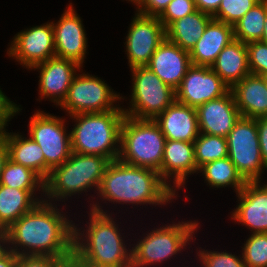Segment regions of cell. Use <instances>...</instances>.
<instances>
[{"label":"cell","instance_id":"cell-22","mask_svg":"<svg viewBox=\"0 0 267 267\" xmlns=\"http://www.w3.org/2000/svg\"><path fill=\"white\" fill-rule=\"evenodd\" d=\"M233 40V25L212 19L189 52L192 65L211 67L218 54Z\"/></svg>","mask_w":267,"mask_h":267},{"label":"cell","instance_id":"cell-43","mask_svg":"<svg viewBox=\"0 0 267 267\" xmlns=\"http://www.w3.org/2000/svg\"><path fill=\"white\" fill-rule=\"evenodd\" d=\"M18 256L8 250L4 255L0 257V267H16Z\"/></svg>","mask_w":267,"mask_h":267},{"label":"cell","instance_id":"cell-11","mask_svg":"<svg viewBox=\"0 0 267 267\" xmlns=\"http://www.w3.org/2000/svg\"><path fill=\"white\" fill-rule=\"evenodd\" d=\"M111 89L104 80L95 75L77 74L59 106L64 108L69 116L123 109L119 105L114 106L115 101L123 99V96Z\"/></svg>","mask_w":267,"mask_h":267},{"label":"cell","instance_id":"cell-21","mask_svg":"<svg viewBox=\"0 0 267 267\" xmlns=\"http://www.w3.org/2000/svg\"><path fill=\"white\" fill-rule=\"evenodd\" d=\"M154 121L160 126L167 140L194 142L199 136L196 108L176 100Z\"/></svg>","mask_w":267,"mask_h":267},{"label":"cell","instance_id":"cell-33","mask_svg":"<svg viewBox=\"0 0 267 267\" xmlns=\"http://www.w3.org/2000/svg\"><path fill=\"white\" fill-rule=\"evenodd\" d=\"M260 0H222L213 19L235 25Z\"/></svg>","mask_w":267,"mask_h":267},{"label":"cell","instance_id":"cell-37","mask_svg":"<svg viewBox=\"0 0 267 267\" xmlns=\"http://www.w3.org/2000/svg\"><path fill=\"white\" fill-rule=\"evenodd\" d=\"M21 110L22 109L14 102L12 103L0 89V131L7 132L5 129L6 126H8L7 122Z\"/></svg>","mask_w":267,"mask_h":267},{"label":"cell","instance_id":"cell-8","mask_svg":"<svg viewBox=\"0 0 267 267\" xmlns=\"http://www.w3.org/2000/svg\"><path fill=\"white\" fill-rule=\"evenodd\" d=\"M132 72L131 105L123 109L135 119H155L176 100L175 90L164 83L149 67L139 66Z\"/></svg>","mask_w":267,"mask_h":267},{"label":"cell","instance_id":"cell-4","mask_svg":"<svg viewBox=\"0 0 267 267\" xmlns=\"http://www.w3.org/2000/svg\"><path fill=\"white\" fill-rule=\"evenodd\" d=\"M124 117L123 109L70 116L76 123L70 131L72 152L117 160Z\"/></svg>","mask_w":267,"mask_h":267},{"label":"cell","instance_id":"cell-38","mask_svg":"<svg viewBox=\"0 0 267 267\" xmlns=\"http://www.w3.org/2000/svg\"><path fill=\"white\" fill-rule=\"evenodd\" d=\"M61 261L50 256H18L16 267H57Z\"/></svg>","mask_w":267,"mask_h":267},{"label":"cell","instance_id":"cell-6","mask_svg":"<svg viewBox=\"0 0 267 267\" xmlns=\"http://www.w3.org/2000/svg\"><path fill=\"white\" fill-rule=\"evenodd\" d=\"M166 138L152 119L124 117L121 127L119 160L123 163L159 172Z\"/></svg>","mask_w":267,"mask_h":267},{"label":"cell","instance_id":"cell-31","mask_svg":"<svg viewBox=\"0 0 267 267\" xmlns=\"http://www.w3.org/2000/svg\"><path fill=\"white\" fill-rule=\"evenodd\" d=\"M193 144L197 169L206 163L228 156L227 139L225 137L199 133Z\"/></svg>","mask_w":267,"mask_h":267},{"label":"cell","instance_id":"cell-34","mask_svg":"<svg viewBox=\"0 0 267 267\" xmlns=\"http://www.w3.org/2000/svg\"><path fill=\"white\" fill-rule=\"evenodd\" d=\"M197 256H199V261L201 262V266L203 267H245V263L243 261V257L240 255L235 256V254L218 251H208V250H200L197 252Z\"/></svg>","mask_w":267,"mask_h":267},{"label":"cell","instance_id":"cell-26","mask_svg":"<svg viewBox=\"0 0 267 267\" xmlns=\"http://www.w3.org/2000/svg\"><path fill=\"white\" fill-rule=\"evenodd\" d=\"M212 19L211 15L196 10L194 13L172 22L166 28V38L183 50L190 52Z\"/></svg>","mask_w":267,"mask_h":267},{"label":"cell","instance_id":"cell-12","mask_svg":"<svg viewBox=\"0 0 267 267\" xmlns=\"http://www.w3.org/2000/svg\"><path fill=\"white\" fill-rule=\"evenodd\" d=\"M126 36V54L130 69L147 66L158 46L166 39V29L158 16L135 13Z\"/></svg>","mask_w":267,"mask_h":267},{"label":"cell","instance_id":"cell-13","mask_svg":"<svg viewBox=\"0 0 267 267\" xmlns=\"http://www.w3.org/2000/svg\"><path fill=\"white\" fill-rule=\"evenodd\" d=\"M7 55L15 58L20 65L29 70L54 57L55 41L52 21L18 32L7 49Z\"/></svg>","mask_w":267,"mask_h":267},{"label":"cell","instance_id":"cell-29","mask_svg":"<svg viewBox=\"0 0 267 267\" xmlns=\"http://www.w3.org/2000/svg\"><path fill=\"white\" fill-rule=\"evenodd\" d=\"M266 15L267 0H260L233 26L234 39L245 44L261 41Z\"/></svg>","mask_w":267,"mask_h":267},{"label":"cell","instance_id":"cell-2","mask_svg":"<svg viewBox=\"0 0 267 267\" xmlns=\"http://www.w3.org/2000/svg\"><path fill=\"white\" fill-rule=\"evenodd\" d=\"M94 203L86 230L74 223L73 255L88 267H131L132 249L126 248L119 224L99 202Z\"/></svg>","mask_w":267,"mask_h":267},{"label":"cell","instance_id":"cell-15","mask_svg":"<svg viewBox=\"0 0 267 267\" xmlns=\"http://www.w3.org/2000/svg\"><path fill=\"white\" fill-rule=\"evenodd\" d=\"M55 56L70 59L83 66L87 50V37L81 18L72 3L57 23L52 22Z\"/></svg>","mask_w":267,"mask_h":267},{"label":"cell","instance_id":"cell-1","mask_svg":"<svg viewBox=\"0 0 267 267\" xmlns=\"http://www.w3.org/2000/svg\"><path fill=\"white\" fill-rule=\"evenodd\" d=\"M54 204L43 200L15 221L5 231L8 250L17 256H73L74 223Z\"/></svg>","mask_w":267,"mask_h":267},{"label":"cell","instance_id":"cell-35","mask_svg":"<svg viewBox=\"0 0 267 267\" xmlns=\"http://www.w3.org/2000/svg\"><path fill=\"white\" fill-rule=\"evenodd\" d=\"M250 74L267 75V43L252 41L246 44Z\"/></svg>","mask_w":267,"mask_h":267},{"label":"cell","instance_id":"cell-24","mask_svg":"<svg viewBox=\"0 0 267 267\" xmlns=\"http://www.w3.org/2000/svg\"><path fill=\"white\" fill-rule=\"evenodd\" d=\"M230 89L250 74L246 44L234 39L210 67Z\"/></svg>","mask_w":267,"mask_h":267},{"label":"cell","instance_id":"cell-9","mask_svg":"<svg viewBox=\"0 0 267 267\" xmlns=\"http://www.w3.org/2000/svg\"><path fill=\"white\" fill-rule=\"evenodd\" d=\"M228 157L246 181H260L267 171L260 152L256 119L240 117L226 137Z\"/></svg>","mask_w":267,"mask_h":267},{"label":"cell","instance_id":"cell-36","mask_svg":"<svg viewBox=\"0 0 267 267\" xmlns=\"http://www.w3.org/2000/svg\"><path fill=\"white\" fill-rule=\"evenodd\" d=\"M196 10L194 0H172L158 18L166 29L175 20L194 13Z\"/></svg>","mask_w":267,"mask_h":267},{"label":"cell","instance_id":"cell-47","mask_svg":"<svg viewBox=\"0 0 267 267\" xmlns=\"http://www.w3.org/2000/svg\"><path fill=\"white\" fill-rule=\"evenodd\" d=\"M126 1H130V2L134 3V5H135L138 3L139 0H126Z\"/></svg>","mask_w":267,"mask_h":267},{"label":"cell","instance_id":"cell-46","mask_svg":"<svg viewBox=\"0 0 267 267\" xmlns=\"http://www.w3.org/2000/svg\"><path fill=\"white\" fill-rule=\"evenodd\" d=\"M261 42L267 43V15H266V18H265V27H264V31H263Z\"/></svg>","mask_w":267,"mask_h":267},{"label":"cell","instance_id":"cell-28","mask_svg":"<svg viewBox=\"0 0 267 267\" xmlns=\"http://www.w3.org/2000/svg\"><path fill=\"white\" fill-rule=\"evenodd\" d=\"M206 183L214 188L233 187L236 194L245 186L246 180L237 171L236 166L227 156L204 164L198 169Z\"/></svg>","mask_w":267,"mask_h":267},{"label":"cell","instance_id":"cell-41","mask_svg":"<svg viewBox=\"0 0 267 267\" xmlns=\"http://www.w3.org/2000/svg\"><path fill=\"white\" fill-rule=\"evenodd\" d=\"M194 1L197 10L213 16L217 12L222 0H194Z\"/></svg>","mask_w":267,"mask_h":267},{"label":"cell","instance_id":"cell-17","mask_svg":"<svg viewBox=\"0 0 267 267\" xmlns=\"http://www.w3.org/2000/svg\"><path fill=\"white\" fill-rule=\"evenodd\" d=\"M261 181H247L236 194L238 203L231 218L248 226L252 233H267V184Z\"/></svg>","mask_w":267,"mask_h":267},{"label":"cell","instance_id":"cell-30","mask_svg":"<svg viewBox=\"0 0 267 267\" xmlns=\"http://www.w3.org/2000/svg\"><path fill=\"white\" fill-rule=\"evenodd\" d=\"M0 184L20 190H39L44 195V180L32 169L10 159L1 172Z\"/></svg>","mask_w":267,"mask_h":267},{"label":"cell","instance_id":"cell-18","mask_svg":"<svg viewBox=\"0 0 267 267\" xmlns=\"http://www.w3.org/2000/svg\"><path fill=\"white\" fill-rule=\"evenodd\" d=\"M199 133L227 137L241 114L232 91L196 108Z\"/></svg>","mask_w":267,"mask_h":267},{"label":"cell","instance_id":"cell-48","mask_svg":"<svg viewBox=\"0 0 267 267\" xmlns=\"http://www.w3.org/2000/svg\"><path fill=\"white\" fill-rule=\"evenodd\" d=\"M263 77H264V80H265L266 85H267V75H264Z\"/></svg>","mask_w":267,"mask_h":267},{"label":"cell","instance_id":"cell-27","mask_svg":"<svg viewBox=\"0 0 267 267\" xmlns=\"http://www.w3.org/2000/svg\"><path fill=\"white\" fill-rule=\"evenodd\" d=\"M9 159L32 169L45 181V157L40 146L31 138L6 132Z\"/></svg>","mask_w":267,"mask_h":267},{"label":"cell","instance_id":"cell-32","mask_svg":"<svg viewBox=\"0 0 267 267\" xmlns=\"http://www.w3.org/2000/svg\"><path fill=\"white\" fill-rule=\"evenodd\" d=\"M241 248L245 267H267V233H252Z\"/></svg>","mask_w":267,"mask_h":267},{"label":"cell","instance_id":"cell-23","mask_svg":"<svg viewBox=\"0 0 267 267\" xmlns=\"http://www.w3.org/2000/svg\"><path fill=\"white\" fill-rule=\"evenodd\" d=\"M231 91L242 117H267V85L263 76L249 74L236 83Z\"/></svg>","mask_w":267,"mask_h":267},{"label":"cell","instance_id":"cell-44","mask_svg":"<svg viewBox=\"0 0 267 267\" xmlns=\"http://www.w3.org/2000/svg\"><path fill=\"white\" fill-rule=\"evenodd\" d=\"M57 267H88L85 263L81 262L74 255L62 260Z\"/></svg>","mask_w":267,"mask_h":267},{"label":"cell","instance_id":"cell-42","mask_svg":"<svg viewBox=\"0 0 267 267\" xmlns=\"http://www.w3.org/2000/svg\"><path fill=\"white\" fill-rule=\"evenodd\" d=\"M9 159L8 145L6 141V132L0 131V176L5 163Z\"/></svg>","mask_w":267,"mask_h":267},{"label":"cell","instance_id":"cell-25","mask_svg":"<svg viewBox=\"0 0 267 267\" xmlns=\"http://www.w3.org/2000/svg\"><path fill=\"white\" fill-rule=\"evenodd\" d=\"M35 191L38 190H20L0 184V227L3 231L45 199L34 197Z\"/></svg>","mask_w":267,"mask_h":267},{"label":"cell","instance_id":"cell-7","mask_svg":"<svg viewBox=\"0 0 267 267\" xmlns=\"http://www.w3.org/2000/svg\"><path fill=\"white\" fill-rule=\"evenodd\" d=\"M199 223L194 221H185L165 226H160L146 233L142 239L133 245L131 251V267H147L162 264L184 251L186 244L193 239ZM179 252V253H178Z\"/></svg>","mask_w":267,"mask_h":267},{"label":"cell","instance_id":"cell-5","mask_svg":"<svg viewBox=\"0 0 267 267\" xmlns=\"http://www.w3.org/2000/svg\"><path fill=\"white\" fill-rule=\"evenodd\" d=\"M110 162L103 156L72 152L67 160L51 170L44 181V200L50 203L52 200L65 202L68 197L93 187L98 191Z\"/></svg>","mask_w":267,"mask_h":267},{"label":"cell","instance_id":"cell-39","mask_svg":"<svg viewBox=\"0 0 267 267\" xmlns=\"http://www.w3.org/2000/svg\"><path fill=\"white\" fill-rule=\"evenodd\" d=\"M171 1L172 0H139L136 4V12L146 16H159Z\"/></svg>","mask_w":267,"mask_h":267},{"label":"cell","instance_id":"cell-45","mask_svg":"<svg viewBox=\"0 0 267 267\" xmlns=\"http://www.w3.org/2000/svg\"><path fill=\"white\" fill-rule=\"evenodd\" d=\"M7 251H8L7 235L6 232L3 231L0 234V257L4 255Z\"/></svg>","mask_w":267,"mask_h":267},{"label":"cell","instance_id":"cell-14","mask_svg":"<svg viewBox=\"0 0 267 267\" xmlns=\"http://www.w3.org/2000/svg\"><path fill=\"white\" fill-rule=\"evenodd\" d=\"M230 90L210 67L192 65L175 90L176 101L197 108L226 95Z\"/></svg>","mask_w":267,"mask_h":267},{"label":"cell","instance_id":"cell-40","mask_svg":"<svg viewBox=\"0 0 267 267\" xmlns=\"http://www.w3.org/2000/svg\"><path fill=\"white\" fill-rule=\"evenodd\" d=\"M262 160L267 167V117L256 119Z\"/></svg>","mask_w":267,"mask_h":267},{"label":"cell","instance_id":"cell-10","mask_svg":"<svg viewBox=\"0 0 267 267\" xmlns=\"http://www.w3.org/2000/svg\"><path fill=\"white\" fill-rule=\"evenodd\" d=\"M44 111L30 117L29 136L40 146L45 157V180L51 170L67 160L71 153V133H66L65 120Z\"/></svg>","mask_w":267,"mask_h":267},{"label":"cell","instance_id":"cell-20","mask_svg":"<svg viewBox=\"0 0 267 267\" xmlns=\"http://www.w3.org/2000/svg\"><path fill=\"white\" fill-rule=\"evenodd\" d=\"M191 66L189 52L167 38L158 46L147 65L164 83L174 90L180 86Z\"/></svg>","mask_w":267,"mask_h":267},{"label":"cell","instance_id":"cell-16","mask_svg":"<svg viewBox=\"0 0 267 267\" xmlns=\"http://www.w3.org/2000/svg\"><path fill=\"white\" fill-rule=\"evenodd\" d=\"M81 67L73 60L54 56L31 68L34 71L40 70L38 84L40 98H48L54 105L59 106L67 96L69 87Z\"/></svg>","mask_w":267,"mask_h":267},{"label":"cell","instance_id":"cell-3","mask_svg":"<svg viewBox=\"0 0 267 267\" xmlns=\"http://www.w3.org/2000/svg\"><path fill=\"white\" fill-rule=\"evenodd\" d=\"M98 197L104 201L129 205H165L177 198L159 172L112 160L102 177ZM176 195V196H175Z\"/></svg>","mask_w":267,"mask_h":267},{"label":"cell","instance_id":"cell-19","mask_svg":"<svg viewBox=\"0 0 267 267\" xmlns=\"http://www.w3.org/2000/svg\"><path fill=\"white\" fill-rule=\"evenodd\" d=\"M193 173H199L195 163L193 142L166 139L161 164V179L176 194L177 189H181L184 186L185 179L189 177L188 175ZM172 178L173 186H171L170 181H167Z\"/></svg>","mask_w":267,"mask_h":267}]
</instances>
